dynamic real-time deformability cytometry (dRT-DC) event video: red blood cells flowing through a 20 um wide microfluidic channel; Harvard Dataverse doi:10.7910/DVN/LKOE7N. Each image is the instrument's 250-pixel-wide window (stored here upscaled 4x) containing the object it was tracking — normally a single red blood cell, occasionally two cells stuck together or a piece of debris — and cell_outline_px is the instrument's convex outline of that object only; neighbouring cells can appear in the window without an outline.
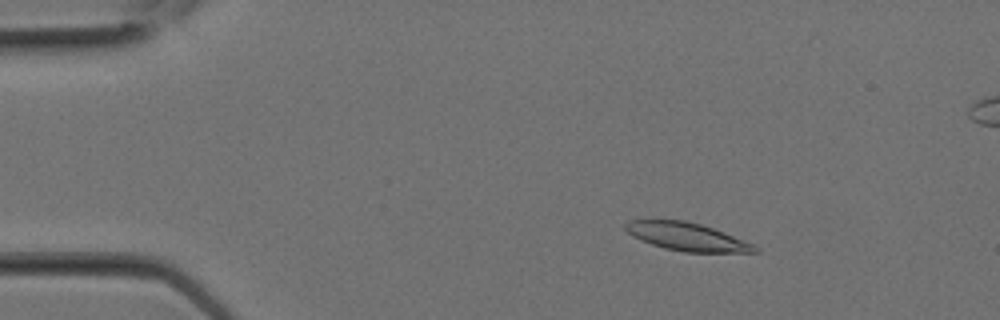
{"species": "Egyptian fruit bat (a non-hibernating species)", "species_latin": "Rousettus aegyptiacus", "temperature_condition": "room temperature", "stored_images_in_passage": 9, "camera_frame_rate_fps": 3000, "um_per_image_px": 0.085, "animal": {"sex": "female"}, "frame": {"image": 1, "passage_image": 4, "time_ms": 1.0, "image_size_px": [1000, 320], "cell_outline_px": [[760, 252], [684, 252], [664, 248], [652, 244], [632, 236], [624, 228], [624, 224], [628, 220], [684, 220], [700, 224], [724, 232], [752, 244], [760, 248]], "centroid_in_image_um": [58.37, 20.12], "position_along_channel_um": 26.6, "area_um2": 20.92}}
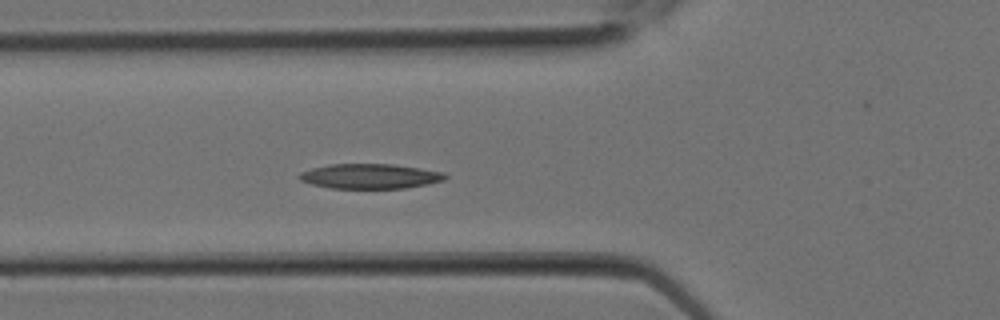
{"frame": {"image": 2, "passage_image": 9, "time_ms": 2.667, "image_size_px": [1000, 320], "cell_outline_px": [[448, 176], [444, 180], [428, 184], [404, 188], [332, 188], [312, 184], [300, 180], [296, 176], [300, 172], [312, 168], [328, 164], [392, 164], [420, 168], [444, 172]], "centroid_in_image_um": [31.44, 14.97], "position_along_channel_um": 94.4, "area_um2": 21.15}}